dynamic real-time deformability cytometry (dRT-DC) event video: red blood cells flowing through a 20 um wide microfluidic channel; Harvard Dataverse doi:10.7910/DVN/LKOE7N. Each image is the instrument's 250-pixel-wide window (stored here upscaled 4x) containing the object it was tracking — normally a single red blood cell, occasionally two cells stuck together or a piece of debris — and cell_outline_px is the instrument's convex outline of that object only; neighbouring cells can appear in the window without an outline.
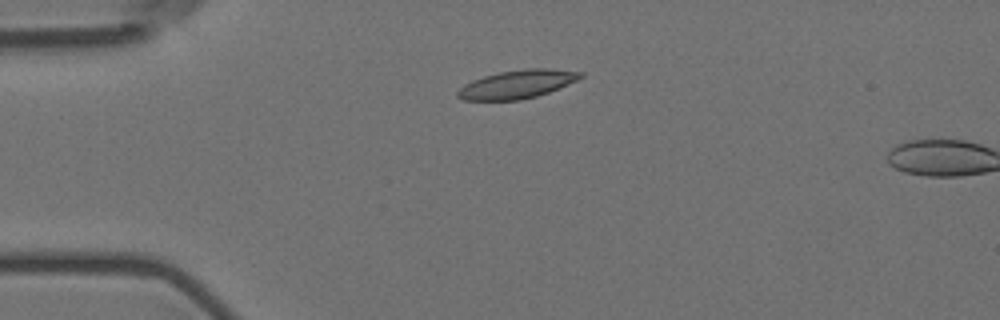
{"species": "Egyptian fruit bat (a non-hibernating species)", "species_latin": "Rousettus aegyptiacus", "temperature_condition": "room temperature", "stored_images_in_passage": 5, "camera_frame_rate_fps": 3000, "um_per_image_px": 0.085, "animal": {"sex": "female"}, "frame": {"image": 1, "passage_image": 3, "time_ms": 0.667, "image_size_px": [1000, 320], "cell_outline_px": [[584, 76], [568, 84], [548, 92], [536, 96], [520, 100], [464, 100], [456, 96], [456, 92], [464, 84], [472, 80], [484, 76], [500, 72], [528, 68], [548, 68], [584, 72]], "centroid_in_image_um": [43.95, 7.16], "position_along_channel_um": 41.1, "area_um2": 20.23}}